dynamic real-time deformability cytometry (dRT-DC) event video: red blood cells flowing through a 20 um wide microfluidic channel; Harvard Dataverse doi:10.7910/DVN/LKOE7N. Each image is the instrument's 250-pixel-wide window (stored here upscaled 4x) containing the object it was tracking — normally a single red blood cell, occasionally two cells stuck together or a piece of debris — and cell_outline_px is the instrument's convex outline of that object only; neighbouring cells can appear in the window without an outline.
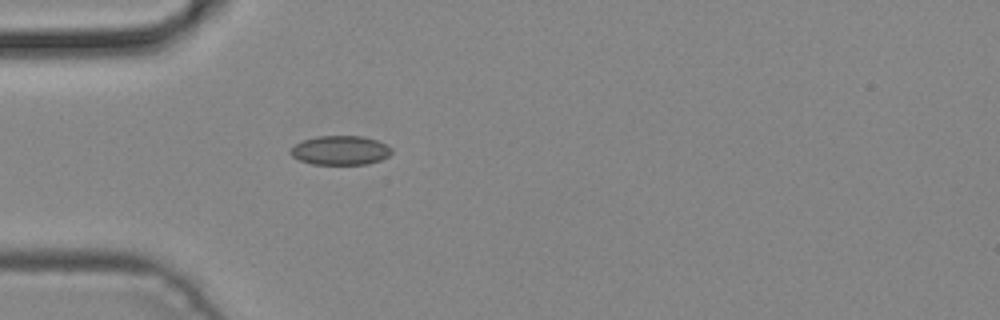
{"species": "common noctule bat (a hibernating species)", "species_latin": "Nyctalus noctula", "temperature_condition": "cold", "stored_images_in_passage": 3, "camera_frame_rate_fps": 3000, "um_per_image_px": 0.085, "animal": {"sex": "male", "body_mass_g": 19.2, "forearm_length_mm": 51.8}, "frame": {"image": 1, "passage_image": 3, "time_ms": 0.667, "image_size_px": [1000, 320], "cell_outline_px": [[392, 152], [388, 156], [380, 160], [368, 164], [312, 164], [300, 160], [292, 156], [288, 152], [296, 144], [304, 140], [316, 136], [364, 136], [376, 140], [392, 148]], "centroid_in_image_um": [28.93, 12.78], "position_along_channel_um": 56.1, "area_um2": 17.11}}